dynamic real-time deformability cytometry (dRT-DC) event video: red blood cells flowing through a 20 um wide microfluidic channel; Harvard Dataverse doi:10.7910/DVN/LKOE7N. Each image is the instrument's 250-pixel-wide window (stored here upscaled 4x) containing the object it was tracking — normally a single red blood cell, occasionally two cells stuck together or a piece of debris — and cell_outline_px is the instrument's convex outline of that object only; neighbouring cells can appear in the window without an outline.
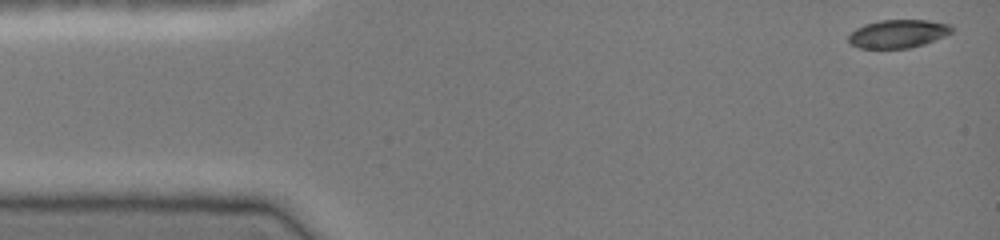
{"species": "common noctule bat (a hibernating species)", "species_latin": "Nyctalus noctula", "temperature_condition": "cold", "stored_images_in_passage": 42, "camera_frame_rate_fps": 3000, "um_per_image_px": 0.085, "animal": {"sex": "female", "body_mass_g": 19.0, "forearm_length_mm": 51.5}, "frame": {"image": 1, "passage_image": 1, "time_ms": 0.0, "image_size_px": [1000, 240], "cell_outline_px": [[952, 32], [944, 36], [924, 44], [908, 48], [860, 48], [848, 44], [848, 36], [856, 28], [864, 24], [880, 20], [928, 20], [952, 24]], "centroid_in_image_um": [76.32, 2.86], "position_along_channel_um": 8.7, "area_um2": 17.05}}
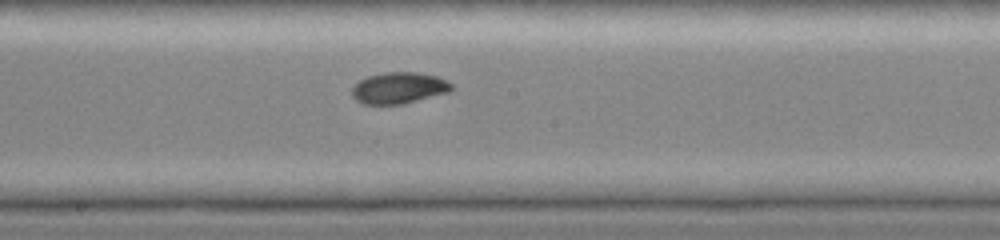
{"frame": {"image": 2, "passage_image": 24, "time_ms": 7.667, "image_size_px": [1000, 240], "cell_outline_px": [[452, 88], [448, 92], [404, 104], [364, 104], [356, 100], [352, 96], [352, 88], [360, 80], [368, 76], [384, 72], [416, 72], [436, 76], [448, 80], [452, 84]], "centroid_in_image_um": [33.9, 7.47], "position_along_channel_um": 214.3, "area_um2": 18.15}}
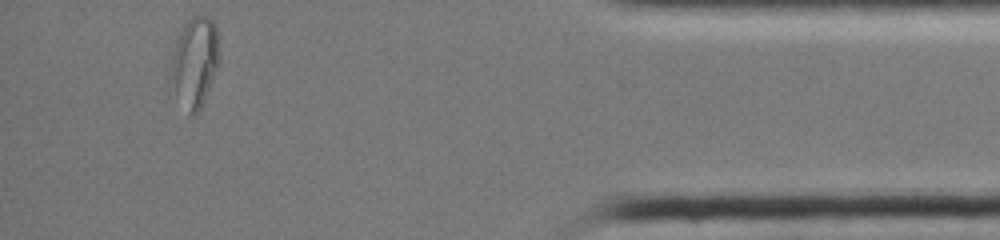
{"frame": {"image": 3, "passage_image": 42, "time_ms": 13.667, "image_size_px": [1000, 240], "cell_outline_px": [[220, 64], [204, 100], [196, 116], [188, 116], [168, 80], [168, 76], [172, 52], [180, 28], [192, 16], [208, 16], [216, 24], [220, 56]], "centroid_in_image_um": [16.53, 5.3], "position_along_channel_um": 418.7, "area_um2": 26.36}, "authors_computed_cell_mechanics": {"area_um2": 18.1781, "velocity_mm_per_s": 4.0962, "shape_relaxation_time_tau1_ms": 8.7904, "shape_relaxation_time_tau2_ms": 1.4023, "deformation_change_tau1": 0.2195, "deformation_change_tau2": 0.0304}}